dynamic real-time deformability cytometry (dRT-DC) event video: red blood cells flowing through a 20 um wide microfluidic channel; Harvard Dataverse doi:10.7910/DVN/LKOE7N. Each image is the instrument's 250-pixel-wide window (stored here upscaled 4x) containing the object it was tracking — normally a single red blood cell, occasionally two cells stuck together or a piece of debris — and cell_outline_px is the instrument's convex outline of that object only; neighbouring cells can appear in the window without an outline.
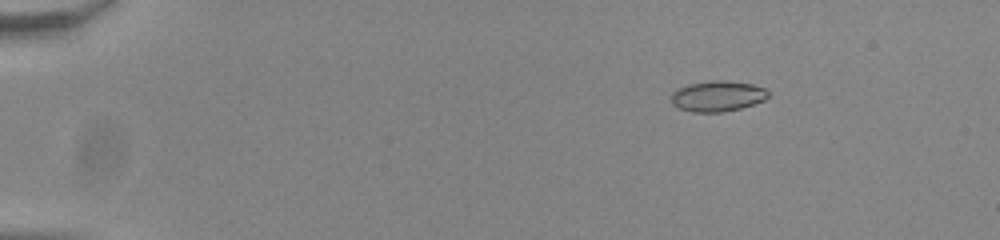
{"species": "common noctule bat (a hibernating species)", "species_latin": "Nyctalus noctula", "temperature_condition": "room temperature", "stored_images_in_passage": 49, "camera_frame_rate_fps": 3000, "um_per_image_px": 0.085, "animal": {"sex": "male", "body_mass_g": 20.0, "forearm_length_mm": 53.3}, "frame": {"image": 1, "passage_image": 3, "time_ms": 0.667, "image_size_px": [1000, 240], "cell_outline_px": [[768, 96], [764, 100], [740, 108], [724, 112], [692, 112], [680, 108], [672, 104], [672, 92], [688, 84], [716, 80], [724, 80], [752, 84], [764, 88], [768, 92]], "centroid_in_image_um": [60.99, 8.17], "position_along_channel_um": 24.0, "area_um2": 17.11}}
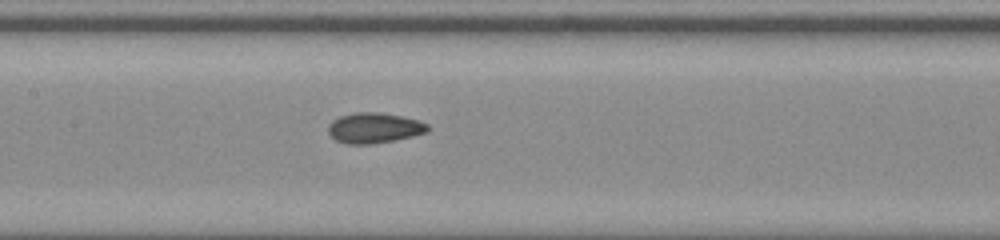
{"frame": {"image": 2, "passage_image": 23, "time_ms": 7.333, "image_size_px": [1000, 240], "cell_outline_px": [[428, 132], [396, 140], [372, 144], [348, 144], [336, 140], [328, 132], [328, 124], [332, 120], [340, 116], [352, 112], [380, 112], [400, 116], [416, 120], [428, 124]], "centroid_in_image_um": [31.78, 10.87], "position_along_channel_um": 175.6, "area_um2": 17.63}}
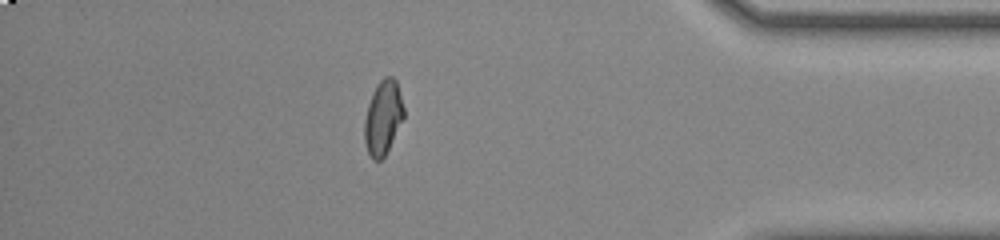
{"frame": {"image": 3, "passage_image": 43, "time_ms": 14.0, "image_size_px": [1000, 240], "cell_outline_px": [[404, 116], [384, 156], [380, 160], [372, 160], [368, 152], [364, 140], [364, 120], [368, 104], [372, 92], [376, 84], [384, 76], [392, 76], [396, 80], [404, 108]], "centroid_in_image_um": [32.54, 9.96], "position_along_channel_um": 402.7, "area_um2": 16.88}, "authors_computed_cell_mechanics": {"area_um2": 17.051, "velocity_mm_per_s": 3.859, "shape_relaxation_time_tau1_ms": 6.5431, "shape_relaxation_time_tau2_ms": 1.5574, "deformation_change_tau1": 0.1386, "deformation_change_tau2": 0.0664}}